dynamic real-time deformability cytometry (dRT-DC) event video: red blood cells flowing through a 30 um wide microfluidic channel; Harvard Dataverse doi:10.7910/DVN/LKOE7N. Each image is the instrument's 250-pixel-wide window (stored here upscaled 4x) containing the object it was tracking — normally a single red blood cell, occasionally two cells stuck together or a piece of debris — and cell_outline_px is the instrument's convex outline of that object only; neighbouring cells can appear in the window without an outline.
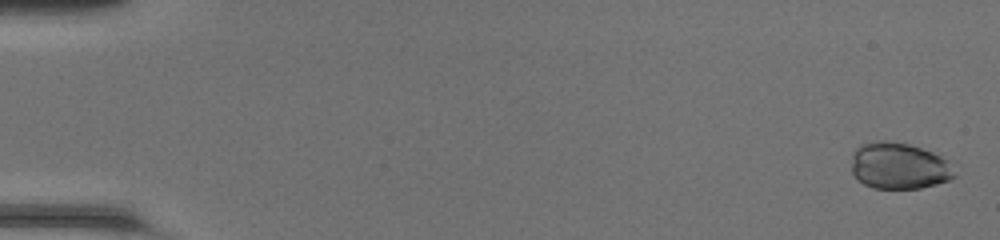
{"species": "common noctule bat (a hibernating species)", "species_latin": "Nyctalus noctula", "temperature_condition": "room temperature", "stored_images_in_passage": 50, "camera_frame_rate_fps": 3000, "um_per_image_px": 0.085, "animal": {"sex": "female", "body_mass_g": 20.0, "forearm_length_mm": 54.0}, "frame": {"image": 1, "passage_image": 2, "time_ms": 0.333, "image_size_px": [1000, 240], "cell_outline_px": [[956, 176], [948, 180], [936, 184], [920, 188], [872, 188], [864, 184], [852, 172], [852, 152], [860, 144], [872, 140], [888, 140], [908, 144], [932, 152], [940, 156], [944, 160]], "centroid_in_image_um": [76.34, 14.08], "position_along_channel_um": 8.7, "area_um2": 27.69}}
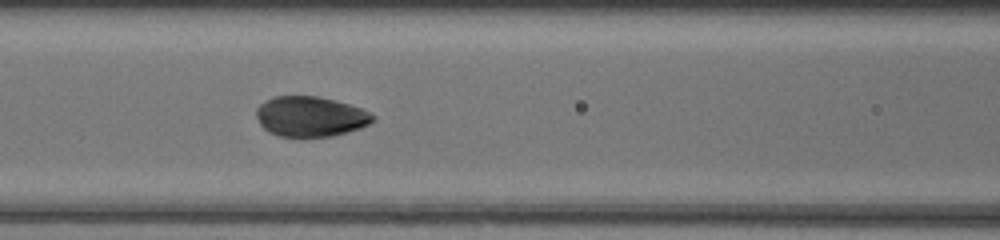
{"frame": {"image": 2, "passage_image": 23, "time_ms": 7.333, "image_size_px": [1000, 240], "cell_outline_px": [[376, 120], [360, 128], [348, 132], [332, 136], [280, 136], [268, 132], [260, 124], [256, 116], [256, 108], [264, 100], [276, 96], [316, 96], [336, 100], [364, 108], [376, 116]], "centroid_in_image_um": [26.41, 9.89], "position_along_channel_um": 140.2, "area_um2": 27.51}}
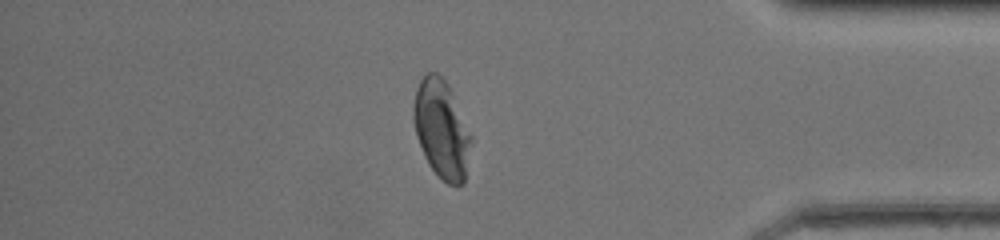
{"frame": {"image": 3, "passage_image": 43, "time_ms": 14.0, "image_size_px": [1000, 240], "cell_outline_px": [[472, 140], [464, 184], [448, 184], [428, 164], [424, 156], [416, 136], [412, 120], [412, 108], [416, 88], [420, 80], [428, 72], [436, 72], [448, 84], [452, 92], [472, 136]], "centroid_in_image_um": [37.52, 10.96], "position_along_channel_um": 397.7, "area_um2": 32.95}, "authors_computed_cell_mechanics": {"area_um2": 28.5532, "velocity_mm_per_s": 4.2838, "shape_relaxation_time_tau1_ms": 2.9459, "shape_relaxation_time_tau2_ms": null, "deformation_change_tau1": 0.0978, "deformation_change_tau2": null}}